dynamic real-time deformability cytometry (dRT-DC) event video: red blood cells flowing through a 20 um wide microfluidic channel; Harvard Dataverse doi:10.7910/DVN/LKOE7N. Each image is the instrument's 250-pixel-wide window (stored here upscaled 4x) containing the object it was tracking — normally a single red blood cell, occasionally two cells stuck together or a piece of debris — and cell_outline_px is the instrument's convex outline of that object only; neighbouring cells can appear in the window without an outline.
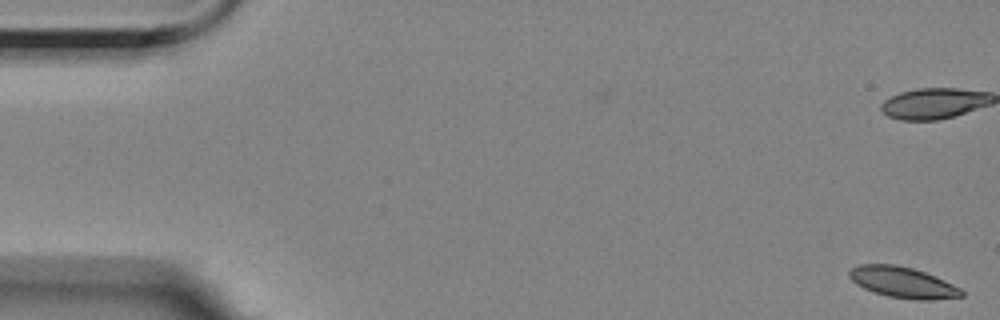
{"species": "Egyptian fruit bat (a non-hibernating species)", "species_latin": "Rousettus aegyptiacus", "temperature_condition": "room temperature", "stored_images_in_passage": 57, "camera_frame_rate_fps": 3000, "um_per_image_px": 0.085, "animal": {"sex": "female"}, "frame": {"image": 1, "passage_image": 1, "time_ms": 0.0, "image_size_px": [1000, 320], "cell_outline_px": [[964, 296], [932, 300], [916, 300], [888, 296], [872, 292], [856, 284], [848, 276], [848, 272], [852, 268], [860, 264], [892, 264], [912, 268], [924, 272], [944, 280], [960, 288], [964, 292]], "centroid_in_image_um": [76.72, 24.01], "position_along_channel_um": 8.3, "area_um2": 20.17}}